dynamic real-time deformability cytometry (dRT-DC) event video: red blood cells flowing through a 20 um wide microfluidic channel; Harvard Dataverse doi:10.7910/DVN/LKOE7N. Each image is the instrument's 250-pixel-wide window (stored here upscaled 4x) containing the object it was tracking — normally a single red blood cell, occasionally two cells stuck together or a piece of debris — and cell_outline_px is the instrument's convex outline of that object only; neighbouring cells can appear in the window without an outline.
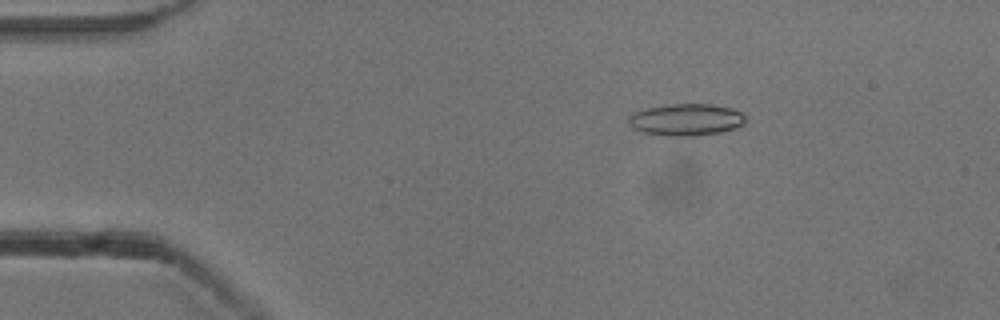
{"species": "common noctule bat (a hibernating species)", "species_latin": "Nyctalus noctula", "temperature_condition": "cold", "stored_images_in_passage": 12, "camera_frame_rate_fps": 3000, "um_per_image_px": 0.085, "animal": {"sex": "male", "body_mass_g": 13.3}, "frame": {"image": 1, "passage_image": 9, "time_ms": 2.667, "image_size_px": [1000, 320], "cell_outline_px": [[744, 124], [736, 128], [720, 132], [692, 136], [668, 136], [644, 132], [632, 128], [628, 124], [628, 116], [632, 112], [644, 108], [672, 104], [712, 104], [732, 108], [740, 112], [744, 116]], "centroid_in_image_um": [58.28, 10.17], "position_along_channel_um": 26.7, "area_um2": 21.85}}